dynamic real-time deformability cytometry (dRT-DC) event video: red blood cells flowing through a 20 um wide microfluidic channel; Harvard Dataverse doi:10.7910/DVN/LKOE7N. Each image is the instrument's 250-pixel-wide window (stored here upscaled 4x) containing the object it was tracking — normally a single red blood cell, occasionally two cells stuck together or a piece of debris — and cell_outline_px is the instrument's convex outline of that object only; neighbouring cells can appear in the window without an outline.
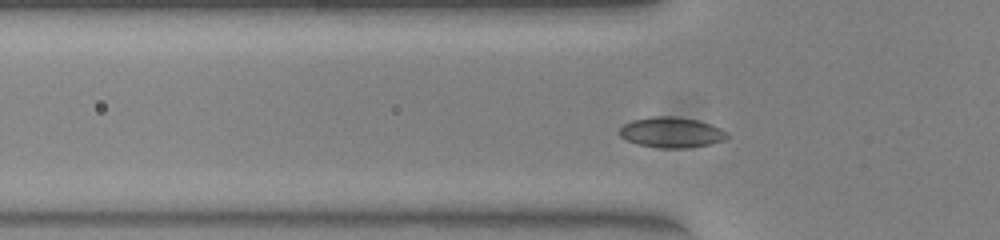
{"species": "common noctule bat (a hibernating species)", "species_latin": "Nyctalus noctula", "temperature_condition": "warm", "stored_images_in_passage": 47, "camera_frame_rate_fps": 3000, "um_per_image_px": 0.085, "animal": {"sex": "female", "body_mass_g": 23.0, "forearm_length_mm": 53.4}, "frame": {"image": 1, "passage_image": 10, "time_ms": 3.0, "image_size_px": [1000, 240], "cell_outline_px": [[728, 136], [724, 140], [708, 144], [688, 148], [660, 148], [640, 144], [628, 140], [620, 136], [620, 128], [624, 124], [632, 120], [652, 116], [676, 116], [700, 120], [712, 124], [728, 132]], "centroid_in_image_um": [57.11, 11.24], "position_along_channel_um": 68.7, "area_um2": 19.13}}
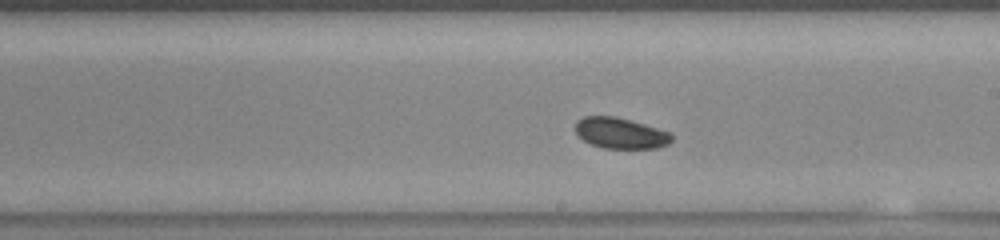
{"frame": {"image": 2, "passage_image": 23, "time_ms": 7.333, "image_size_px": [1000, 240], "cell_outline_px": [[672, 140], [668, 144], [660, 148], [604, 148], [592, 144], [584, 140], [576, 132], [576, 120], [584, 116], [616, 116], [672, 132]], "centroid_in_image_um": [52.77, 11.31], "position_along_channel_um": 236.2, "area_um2": 17.34}}
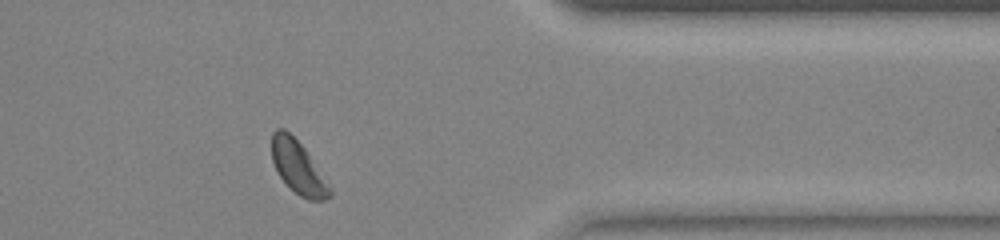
{"frame": {"image": 3, "passage_image": 36, "time_ms": 11.667, "image_size_px": [1000, 240], "cell_outline_px": [[332, 196], [324, 200], [308, 200], [300, 196], [276, 172], [272, 160], [272, 132], [276, 128], [284, 128], [304, 148], [332, 188]], "centroid_in_image_um": [25.34, 14.23], "position_along_channel_um": 386.1, "area_um2": 17.63}, "authors_computed_cell_mechanics": {"area_um2": 18.0336, "velocity_mm_per_s": 3.8662, "shape_relaxation_time_tau1_ms": 0.8524, "shape_relaxation_time_tau2_ms": 8.2381, "deformation_change_tau1": 0.0374, "deformation_change_tau2": 0.0553}}